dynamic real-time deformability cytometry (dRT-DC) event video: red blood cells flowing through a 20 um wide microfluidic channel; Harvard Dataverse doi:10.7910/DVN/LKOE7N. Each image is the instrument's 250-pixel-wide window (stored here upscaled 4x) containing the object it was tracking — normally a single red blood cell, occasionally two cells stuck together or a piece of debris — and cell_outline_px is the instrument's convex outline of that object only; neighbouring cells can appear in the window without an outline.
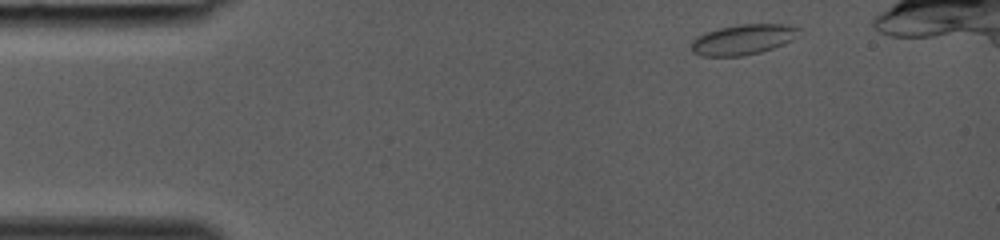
{"species": "common noctule bat (a hibernating species)", "species_latin": "Nyctalus noctula", "temperature_condition": "room temperature", "stored_images_in_passage": 35, "camera_frame_rate_fps": 3000, "um_per_image_px": 0.085, "animal": {"sex": "female", "body_mass_g": 19.0, "forearm_length_mm": 53.3}, "frame": {"image": 1, "passage_image": 2, "time_ms": 0.333, "image_size_px": [1000, 240], "cell_outline_px": [[800, 28], [792, 40], [784, 44], [760, 52], [740, 56], [700, 56], [692, 52], [692, 40], [696, 36], [704, 32], [720, 28], [740, 24], [784, 24]], "centroid_in_image_um": [63.11, 3.36], "position_along_channel_um": 21.9, "area_um2": 18.9}}
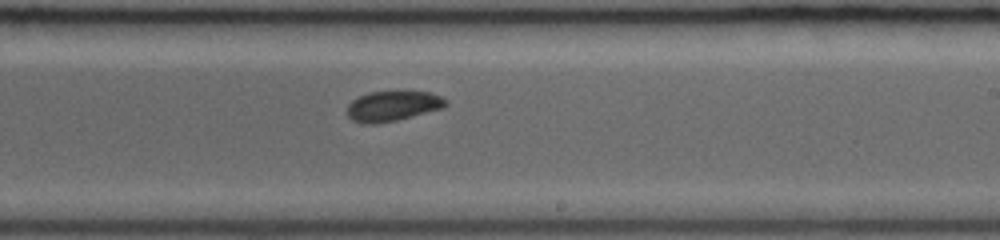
{"frame": {"image": 2, "passage_image": 21, "time_ms": 6.667, "image_size_px": [1000, 240], "cell_outline_px": [[448, 104], [444, 108], [396, 120], [376, 124], [364, 124], [352, 120], [348, 116], [348, 104], [352, 100], [368, 92], [428, 92], [440, 96], [448, 100]], "centroid_in_image_um": [33.39, 9.02], "position_along_channel_um": 255.6, "area_um2": 17.22}}
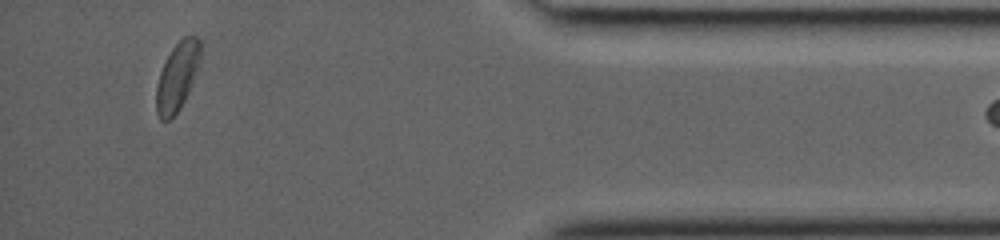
{"frame": {"image": 3, "passage_image": 33, "time_ms": 10.667, "image_size_px": [1000, 240], "cell_outline_px": [[200, 60], [188, 92], [180, 108], [168, 120], [160, 120], [156, 112], [156, 84], [160, 72], [172, 48], [184, 36], [196, 36], [200, 40]], "centroid_in_image_um": [15.05, 6.5], "position_along_channel_um": 420.2, "area_um2": 17.22}}